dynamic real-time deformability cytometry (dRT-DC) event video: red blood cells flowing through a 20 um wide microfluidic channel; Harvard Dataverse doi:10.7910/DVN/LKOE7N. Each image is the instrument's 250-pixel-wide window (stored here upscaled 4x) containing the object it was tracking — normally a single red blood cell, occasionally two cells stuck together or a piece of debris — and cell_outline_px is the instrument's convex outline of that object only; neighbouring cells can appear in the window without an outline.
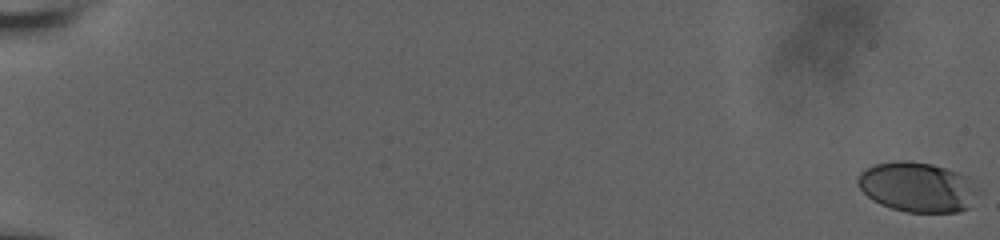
{"species": "human", "species_latin": "Homo sapiens", "temperature_condition": "room temperature", "stored_images_in_passage": 61, "camera_frame_rate_fps": 3000, "um_per_image_px": 0.085, "donor": {"sex": "male"}, "frame": {"image": 1, "passage_image": 1, "time_ms": 0.0, "image_size_px": [1000, 240], "cell_outline_px": [[980, 192], [968, 208], [960, 212], [908, 212], [892, 208], [880, 204], [872, 200], [856, 184], [856, 180], [860, 172], [864, 168], [872, 164], [896, 160], [908, 160], [932, 164], [960, 172], [968, 176], [980, 188]], "centroid_in_image_um": [78.0, 15.88], "position_along_channel_um": 7.0, "area_um2": 35.66}}
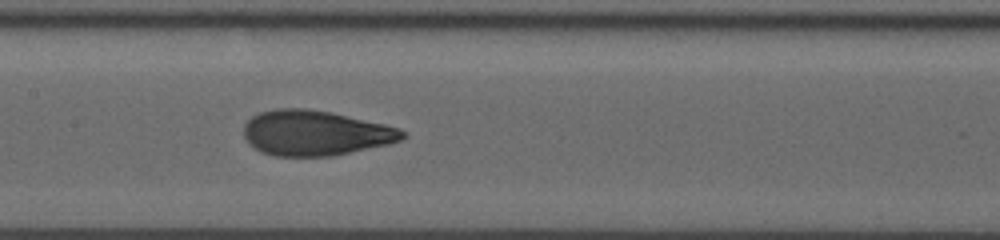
{"frame": {"image": 2, "passage_image": 34, "time_ms": 11.0, "image_size_px": [1000, 240], "cell_outline_px": [[408, 136], [400, 140], [388, 144], [332, 156], [276, 156], [260, 152], [248, 144], [244, 136], [244, 124], [252, 116], [260, 112], [276, 108], [304, 108], [332, 112], [384, 124], [400, 128], [408, 132]], "centroid_in_image_um": [26.8, 11.3], "position_along_channel_um": 180.6, "area_um2": 42.02}}
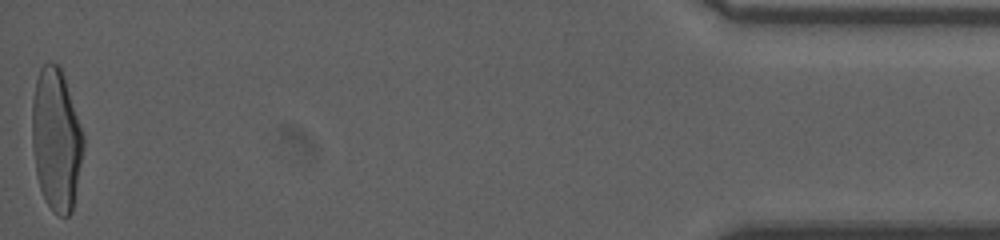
{"frame": {"image": 3, "passage_image": 61, "time_ms": 20.0, "image_size_px": [1000, 240], "cell_outline_px": [[84, 148], [72, 212], [68, 216], [60, 216], [52, 212], [40, 188], [36, 176], [32, 148], [32, 100], [36, 80], [40, 68], [44, 64], [60, 64], [84, 136]], "centroid_in_image_um": [4.77, 11.88], "position_along_channel_um": 430.4, "area_um2": 42.54}, "authors_computed_cell_mechanics": {"area_um2": 40.6334, "velocity_mm_per_s": 3.7148, "shape_relaxation_time_tau1_ms": 5.775, "shape_relaxation_time_tau2_ms": 0.84, "deformation_change_tau1": 0.2309, "deformation_change_tau2": 0.077}}